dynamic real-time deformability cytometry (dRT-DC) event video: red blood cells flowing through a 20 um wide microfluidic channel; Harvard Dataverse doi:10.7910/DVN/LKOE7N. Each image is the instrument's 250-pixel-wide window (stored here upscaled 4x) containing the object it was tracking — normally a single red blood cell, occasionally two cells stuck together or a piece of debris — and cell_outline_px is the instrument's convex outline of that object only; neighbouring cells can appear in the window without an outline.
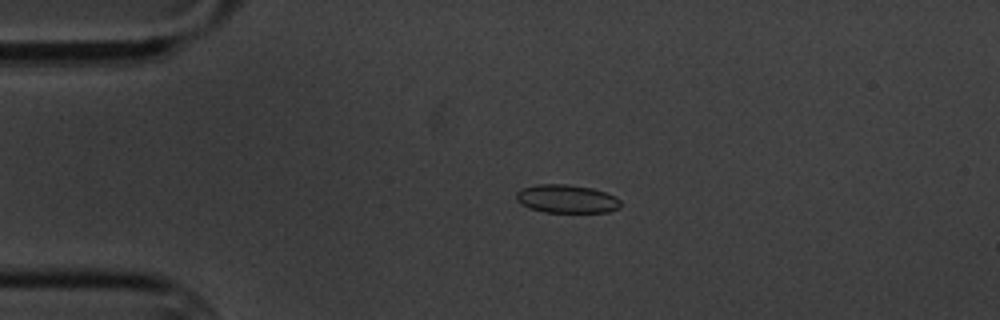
{"species": "common noctule bat (a hibernating species)", "species_latin": "Nyctalus noctula", "temperature_condition": "cold", "stored_images_in_passage": 3, "camera_frame_rate_fps": 3000, "um_per_image_px": 0.085, "animal": {"sex": "male", "body_mass_g": 20.1, "forearm_length_mm": 53.5}, "frame": {"image": 1, "passage_image": 2, "time_ms": 1.333, "image_size_px": [1000, 320], "cell_outline_px": [[620, 208], [608, 212], [544, 212], [528, 208], [520, 204], [516, 200], [516, 192], [520, 188], [536, 184], [564, 184], [592, 188], [616, 196], [620, 200]], "centroid_in_image_um": [48.13, 16.9], "position_along_channel_um": 36.9, "area_um2": 17.4}}